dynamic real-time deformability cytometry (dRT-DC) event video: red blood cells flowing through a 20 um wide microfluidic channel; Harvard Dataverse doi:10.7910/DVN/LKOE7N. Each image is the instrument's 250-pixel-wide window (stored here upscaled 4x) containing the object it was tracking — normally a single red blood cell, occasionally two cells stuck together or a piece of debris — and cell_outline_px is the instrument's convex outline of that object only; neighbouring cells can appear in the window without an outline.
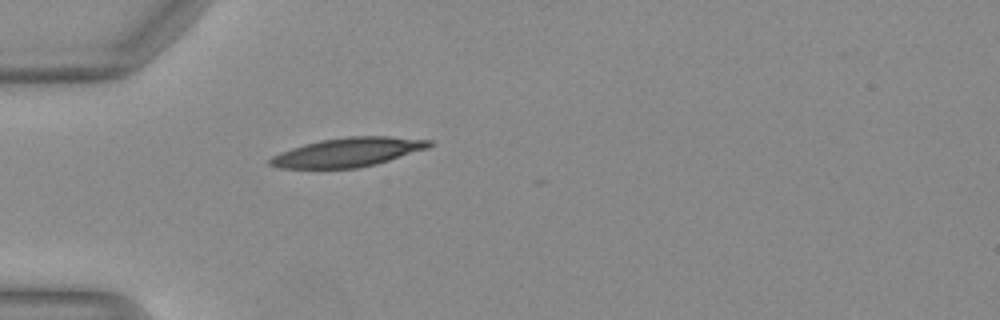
{"species": "Egyptian fruit bat (a non-hibernating species)", "species_latin": "Rousettus aegyptiacus", "temperature_condition": "warm", "stored_images_in_passage": 5, "camera_frame_rate_fps": 3000, "um_per_image_px": 0.085, "animal": {"sex": "female"}, "frame": {"image": 1, "passage_image": 1, "time_ms": 0.0, "image_size_px": [1000, 320], "cell_outline_px": [[436, 144], [428, 148], [376, 164], [360, 168], [280, 168], [268, 164], [268, 160], [272, 156], [280, 152], [304, 144], [320, 140], [348, 136], [388, 136], [432, 140]], "centroid_in_image_um": [29.6, 12.93], "position_along_channel_um": 55.4, "area_um2": 26.99}}